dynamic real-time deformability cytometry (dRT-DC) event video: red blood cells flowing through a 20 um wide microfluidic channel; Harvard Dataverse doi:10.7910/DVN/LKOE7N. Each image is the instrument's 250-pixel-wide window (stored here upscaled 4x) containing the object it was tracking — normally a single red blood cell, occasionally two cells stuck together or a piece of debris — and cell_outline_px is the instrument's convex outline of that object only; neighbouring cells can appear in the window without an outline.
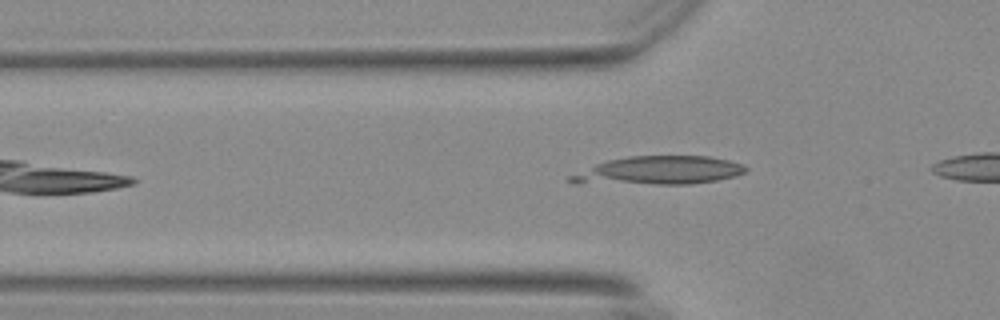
{"species": "Egyptian fruit bat (a non-hibernating species)", "species_latin": "Rousettus aegyptiacus", "temperature_condition": "warm", "stored_images_in_passage": 15, "camera_frame_rate_fps": 3000, "um_per_image_px": 0.085, "animal": {"sex": "female"}, "frame": {"image": 1, "passage_image": 2, "time_ms": 0.333, "image_size_px": [1000, 320], "cell_outline_px": [[748, 168], [744, 172], [736, 176], [716, 180], [692, 184], [572, 184], [568, 180], [568, 176], [596, 164], [608, 160], [628, 156], [708, 156], [728, 160], [744, 164]], "centroid_in_image_um": [55.96, 14.51], "position_along_channel_um": 69.8, "area_um2": 29.25}}
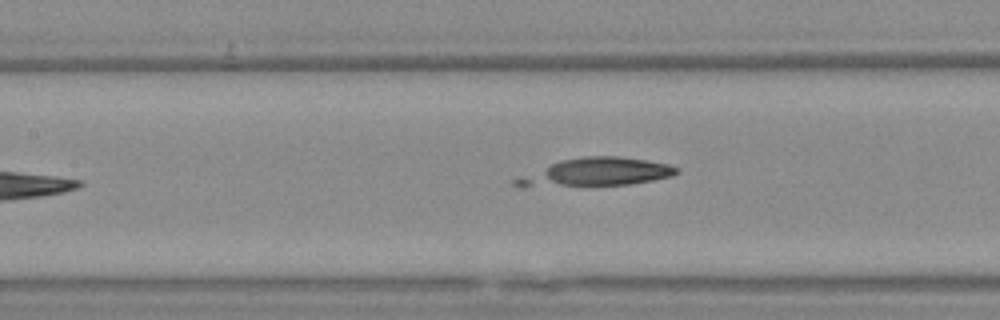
{"frame": {"image": 2, "passage_image": 9, "time_ms": 2.667, "image_size_px": [1000, 320], "cell_outline_px": [[680, 172], [672, 176], [652, 180], [628, 184], [520, 188], [512, 184], [512, 180], [560, 160], [584, 156], [620, 156], [668, 164], [676, 168]], "centroid_in_image_um": [50.6, 14.65], "position_along_channel_um": 156.8, "area_um2": 26.3}}